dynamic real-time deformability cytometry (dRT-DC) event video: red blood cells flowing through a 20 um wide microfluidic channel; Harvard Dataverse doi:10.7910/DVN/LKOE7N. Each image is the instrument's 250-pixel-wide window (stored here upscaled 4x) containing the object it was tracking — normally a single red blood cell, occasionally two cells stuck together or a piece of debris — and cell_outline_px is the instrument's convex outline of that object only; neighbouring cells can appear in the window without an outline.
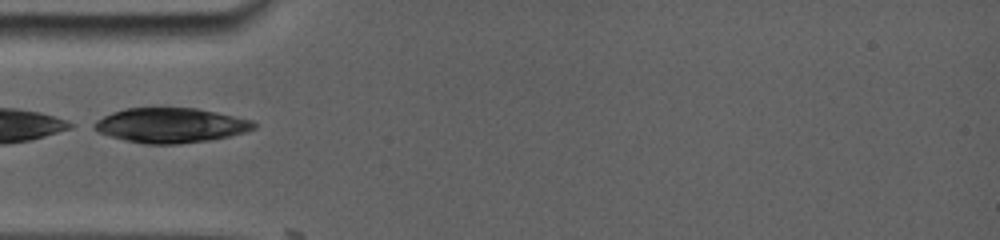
{"species": "common noctule bat (a hibernating species)", "species_latin": "Nyctalus noctula", "temperature_condition": "room temperature", "stored_images_in_passage": 2, "camera_frame_rate_fps": 5000, "um_per_image_px": 0.085, "animal": {"sex": "female", "body_mass_g": 19.0, "forearm_length_mm": 56.7}, "frame": {"image": 1, "passage_image": 1, "time_ms": 0.0, "image_size_px": [1000, 240], "cell_outline_px": [[256, 124], [252, 128], [228, 136], [204, 140], [176, 144], [148, 144], [128, 140], [112, 136], [100, 132], [88, 124], [112, 112], [124, 108], [196, 108], [216, 112], [252, 120]], "centroid_in_image_um": [14.43, 10.63], "position_along_channel_um": 70.6, "area_um2": 31.73}}